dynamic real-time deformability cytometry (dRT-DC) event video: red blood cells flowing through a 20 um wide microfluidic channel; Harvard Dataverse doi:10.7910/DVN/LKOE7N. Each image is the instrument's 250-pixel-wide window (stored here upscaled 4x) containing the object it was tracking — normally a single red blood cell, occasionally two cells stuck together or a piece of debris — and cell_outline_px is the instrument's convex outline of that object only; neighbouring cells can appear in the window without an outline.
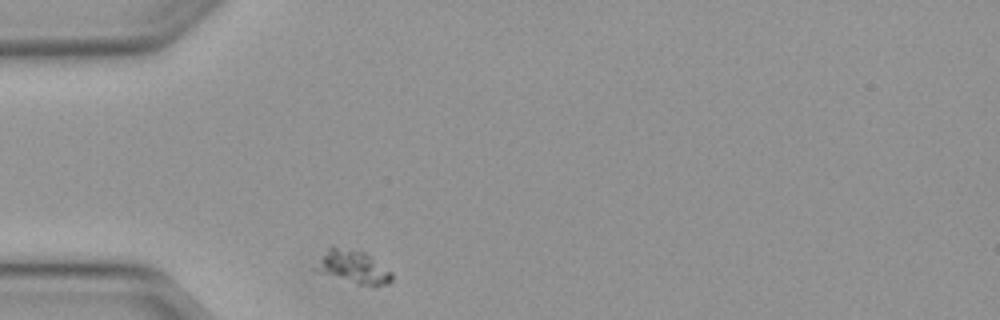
{"species": "Egyptian fruit bat (a non-hibernating species)", "species_latin": "Rousettus aegyptiacus", "temperature_condition": "warm", "stored_images_in_passage": 29, "camera_frame_rate_fps": 3000, "um_per_image_px": 0.085, "animal": {"sex": "female"}, "frame": {"image": 1, "passage_image": 1, "time_ms": 0.0, "image_size_px": [1000, 320], "cell_outline_px": [[392, 280], [388, 284], [356, 284], [312, 268], [328, 248], [336, 248], [364, 252], [392, 272]], "centroid_in_image_um": [30.03, 22.7], "position_along_channel_um": 55.0, "area_um2": 13.81}}
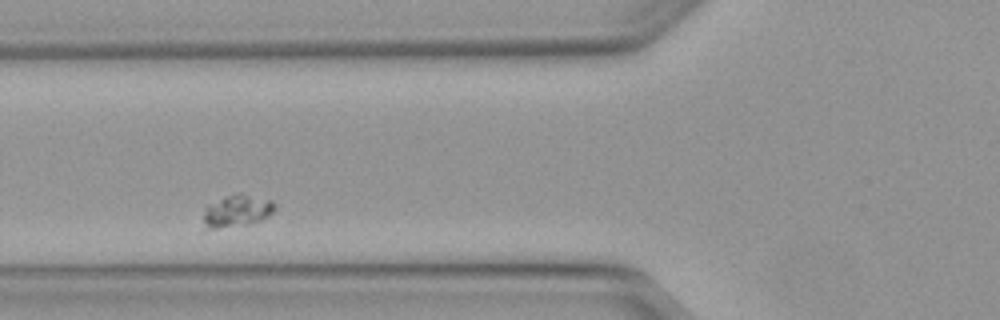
{"frame": {"image": 2, "passage_image": 6, "time_ms": 1.667, "image_size_px": [1000, 320], "cell_outline_px": [[276, 208], [268, 216], [260, 220], [248, 224], [216, 228], [208, 228], [204, 220], [204, 208], [208, 204], [224, 196], [248, 196], [272, 200], [276, 204]], "centroid_in_image_um": [20.14, 17.94], "position_along_channel_um": 105.7, "area_um2": 12.77}}
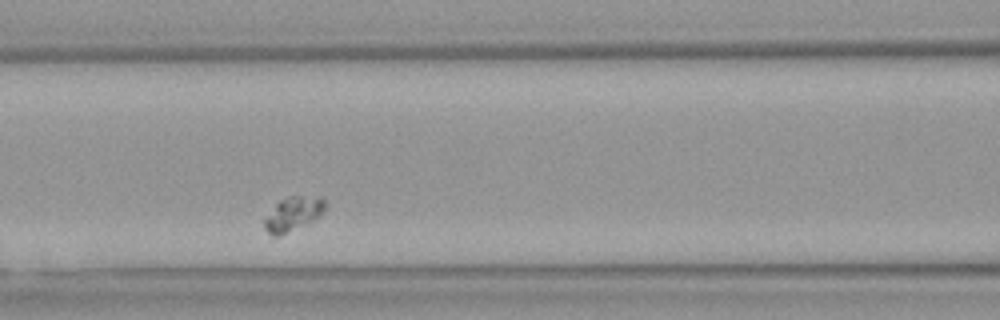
{"frame": {"image": 3, "passage_image": 9, "time_ms": 2.667, "image_size_px": [1000, 320], "cell_outline_px": [[324, 212], [320, 216], [280, 236], [272, 236], [264, 228], [260, 220], [280, 200], [288, 196], [320, 196], [324, 200]], "centroid_in_image_um": [24.84, 18.18], "position_along_channel_um": 141.8, "area_um2": 12.2}}